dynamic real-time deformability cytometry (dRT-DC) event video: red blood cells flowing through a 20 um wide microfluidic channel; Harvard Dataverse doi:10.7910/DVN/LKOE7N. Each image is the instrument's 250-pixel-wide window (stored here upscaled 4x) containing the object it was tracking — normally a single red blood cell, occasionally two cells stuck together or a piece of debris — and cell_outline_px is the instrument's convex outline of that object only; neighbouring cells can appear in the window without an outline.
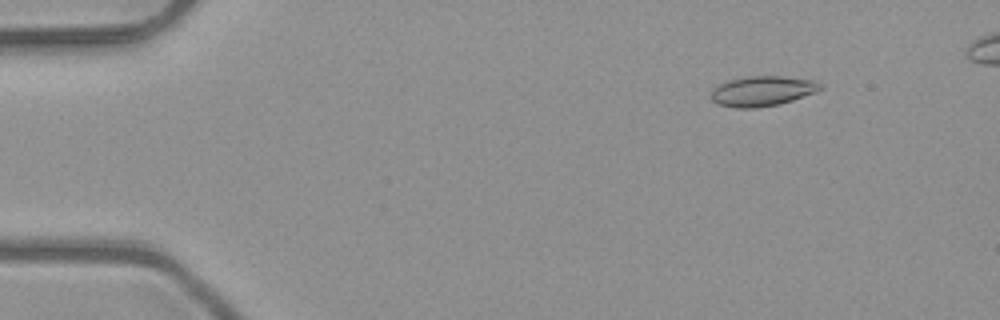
{"species": "common noctule bat (a hibernating species)", "species_latin": "Nyctalus noctula", "temperature_condition": "room temperature", "stored_images_in_passage": 6, "camera_frame_rate_fps": 3000, "um_per_image_px": 0.085, "animal": {"sex": "male", "body_mass_g": 23.1, "forearm_length_mm": 52.7}, "frame": {"image": 1, "passage_image": 2, "time_ms": 0.333, "image_size_px": [1000, 320], "cell_outline_px": [[820, 88], [816, 92], [780, 104], [756, 108], [736, 108], [716, 104], [712, 100], [712, 88], [728, 80], [748, 76], [784, 76], [816, 80], [820, 84]], "centroid_in_image_um": [64.78, 7.74], "position_along_channel_um": 20.2, "area_um2": 19.19}}
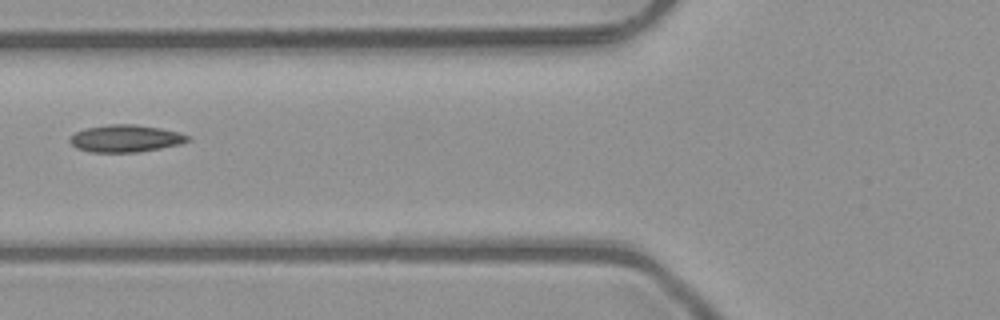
{"frame": {"image": 2, "passage_image": 6, "time_ms": 1.667, "image_size_px": [1000, 320], "cell_outline_px": [[192, 140], [180, 144], [140, 152], [92, 152], [76, 148], [68, 140], [68, 136], [84, 128], [108, 124], [136, 124], [160, 128], [180, 132], [188, 136]], "centroid_in_image_um": [10.66, 11.76], "position_along_channel_um": 115.1, "area_um2": 18.9}}